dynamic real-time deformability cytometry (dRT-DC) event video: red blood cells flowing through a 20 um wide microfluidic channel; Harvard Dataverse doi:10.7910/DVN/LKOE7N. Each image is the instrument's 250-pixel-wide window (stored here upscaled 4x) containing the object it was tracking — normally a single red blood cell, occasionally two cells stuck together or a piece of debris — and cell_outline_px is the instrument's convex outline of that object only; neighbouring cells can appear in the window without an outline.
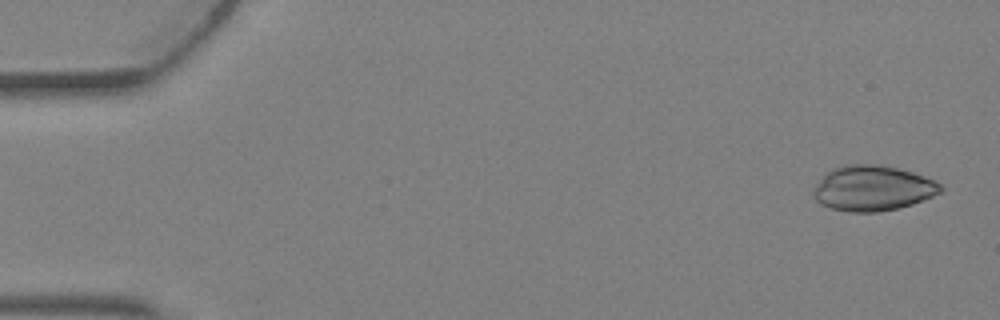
{"species": "Egyptian fruit bat (a non-hibernating species)", "species_latin": "Rousettus aegyptiacus", "temperature_condition": "warm", "stored_images_in_passage": 5, "camera_frame_rate_fps": 3000, "um_per_image_px": 0.085, "animal": {"sex": "female"}, "frame": {"image": 1, "passage_image": 1, "time_ms": 0.0, "image_size_px": [1000, 320], "cell_outline_px": [[944, 192], [912, 204], [900, 208], [880, 212], [848, 212], [832, 208], [820, 204], [812, 196], [812, 192], [816, 184], [832, 168], [844, 164], [876, 164], [896, 168], [912, 172], [924, 176], [940, 184], [944, 188]], "centroid_in_image_um": [74.18, 16.01], "position_along_channel_um": 10.8, "area_um2": 33.7}}